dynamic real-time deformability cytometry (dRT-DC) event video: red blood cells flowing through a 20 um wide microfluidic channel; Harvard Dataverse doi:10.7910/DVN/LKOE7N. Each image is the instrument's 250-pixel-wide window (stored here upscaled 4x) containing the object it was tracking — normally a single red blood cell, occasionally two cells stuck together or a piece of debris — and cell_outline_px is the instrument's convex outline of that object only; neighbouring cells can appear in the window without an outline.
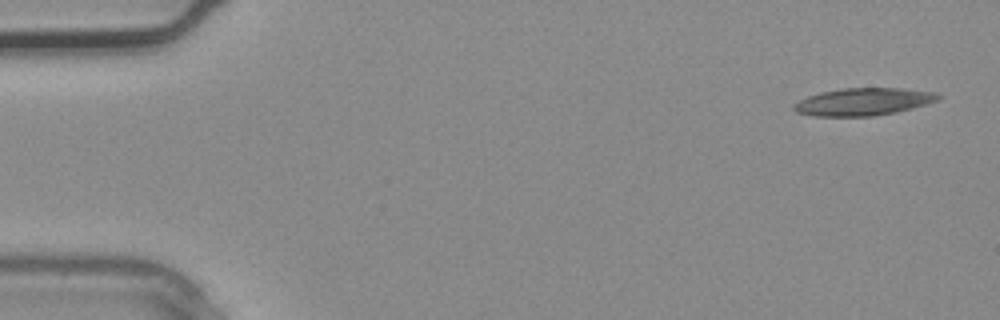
{"species": "common noctule bat (a hibernating species)", "species_latin": "Nyctalus noctula", "temperature_condition": "warm", "stored_images_in_passage": 3, "camera_frame_rate_fps": 3000, "um_per_image_px": 0.085, "animal": {"sex": "male", "body_mass_g": 20.4}, "frame": {"image": 1, "passage_image": 1, "time_ms": 0.0, "image_size_px": [1000, 320], "cell_outline_px": [[940, 96], [936, 100], [912, 108], [896, 112], [872, 116], [816, 116], [796, 112], [792, 108], [792, 104], [808, 96], [820, 92], [844, 88], [900, 88], [936, 92]], "centroid_in_image_um": [73.33, 8.64], "position_along_channel_um": 11.7, "area_um2": 22.89}}
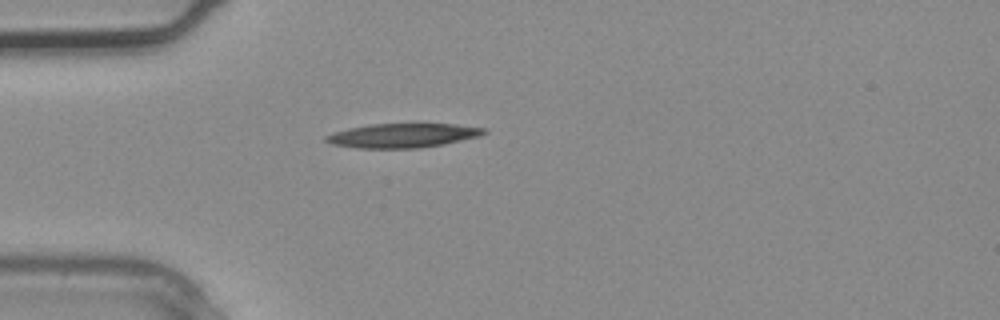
{"frame": {"image": 2, "passage_image": 3, "time_ms": 0.667, "image_size_px": [1000, 320], "cell_outline_px": [[488, 132], [480, 136], [444, 144], [420, 148], [356, 148], [332, 144], [324, 140], [324, 136], [332, 132], [348, 128], [372, 124], [452, 124], [488, 128]], "centroid_in_image_um": [34.23, 11.52], "position_along_channel_um": 50.8, "area_um2": 22.37}}